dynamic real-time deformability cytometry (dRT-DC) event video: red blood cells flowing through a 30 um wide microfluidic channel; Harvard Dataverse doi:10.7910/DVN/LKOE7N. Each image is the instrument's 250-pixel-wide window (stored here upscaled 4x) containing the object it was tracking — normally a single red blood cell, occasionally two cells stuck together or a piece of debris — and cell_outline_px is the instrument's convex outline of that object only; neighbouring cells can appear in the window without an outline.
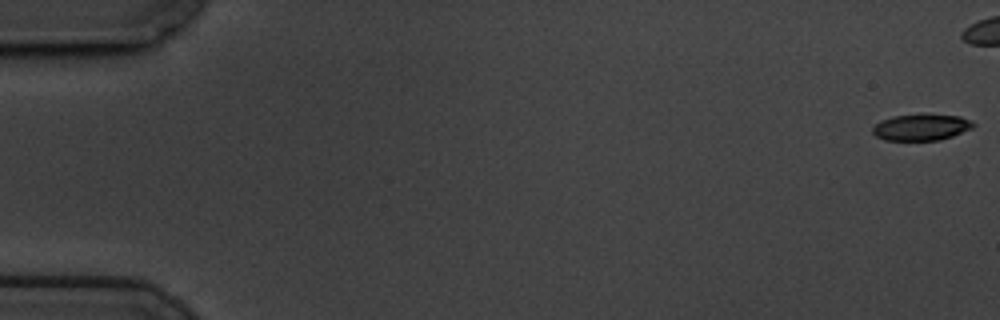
{"species": "common noctule bat (a hibernating species)", "species_latin": "Nyctalus noctula", "temperature_condition": "cold", "stored_images_in_passage": 48, "camera_frame_rate_fps": 3000, "um_per_image_px": 0.085, "animal": {"sex": "male", "body_mass_g": 19.5, "forearm_length_mm": 54.6}, "frame": {"image": 1, "passage_image": 1, "time_ms": 0.0, "image_size_px": [1000, 320], "cell_outline_px": [[976, 124], [972, 128], [952, 136], [940, 140], [884, 140], [876, 136], [872, 132], [872, 128], [880, 120], [892, 116], [960, 116], [972, 120]], "centroid_in_image_um": [78.3, 10.84], "position_along_channel_um": 6.7, "area_um2": 15.03}}
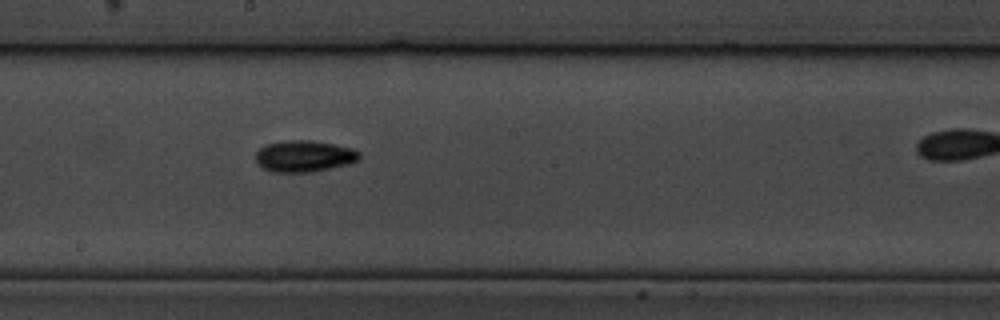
{"frame": {"image": 2, "passage_image": 33, "time_ms": 10.667, "image_size_px": [1000, 320], "cell_outline_px": [[360, 160], [348, 164], [312, 172], [272, 172], [264, 168], [256, 160], [256, 152], [264, 144], [284, 140], [312, 140], [352, 148], [360, 152]], "centroid_in_image_um": [25.86, 13.26], "position_along_channel_um": 222.3, "area_um2": 19.07}}
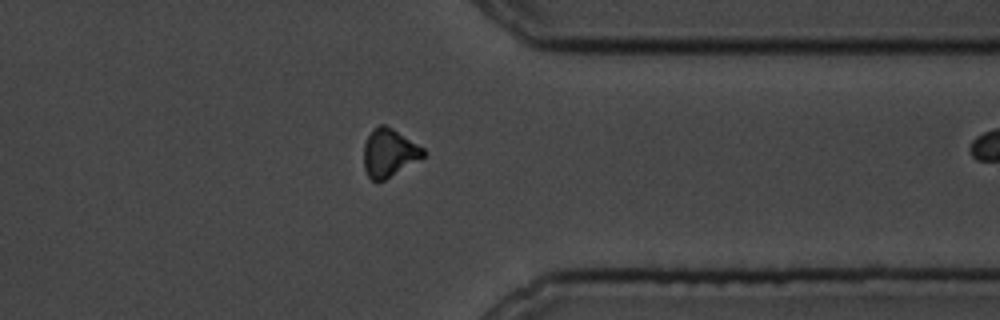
{"frame": {"image": 3, "passage_image": 47, "time_ms": 15.333, "image_size_px": [1000, 320], "cell_outline_px": [[428, 152], [424, 156], [384, 180], [372, 180], [368, 176], [364, 168], [364, 144], [372, 128], [380, 124], [384, 124], [392, 128], [424, 148]], "centroid_in_image_um": [33.06, 12.96], "position_along_channel_um": 378.3, "area_um2": 16.47}}